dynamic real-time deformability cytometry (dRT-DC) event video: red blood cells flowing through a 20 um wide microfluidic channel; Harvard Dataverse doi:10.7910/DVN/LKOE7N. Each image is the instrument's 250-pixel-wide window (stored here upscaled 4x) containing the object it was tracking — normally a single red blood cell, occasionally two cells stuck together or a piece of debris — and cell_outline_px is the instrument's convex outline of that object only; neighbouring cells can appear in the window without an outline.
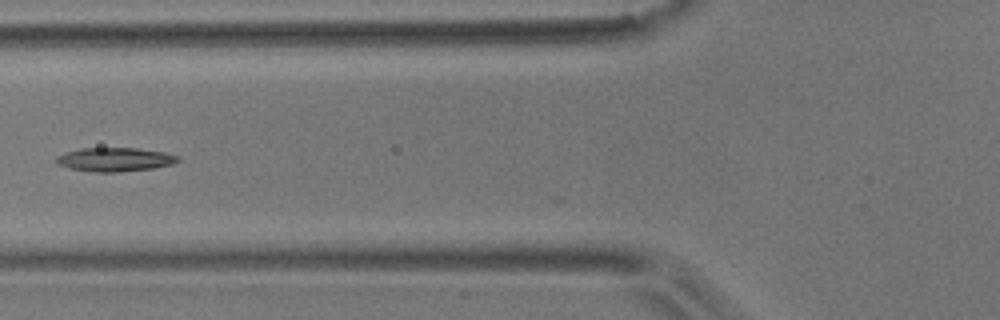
{"species": "common noctule bat (a hibernating species)", "species_latin": "Nyctalus noctula", "temperature_condition": "room temperature", "stored_images_in_passage": 8, "camera_frame_rate_fps": 3000, "um_per_image_px": 0.085, "animal": {"sex": "male", "body_mass_g": 17.9}, "frame": {"image": 1, "passage_image": 6, "time_ms": 5.667, "image_size_px": [1000, 320], "cell_outline_px": [[180, 160], [172, 164], [152, 168], [116, 172], [92, 172], [68, 168], [60, 164], [56, 160], [56, 156], [64, 152], [80, 148], [136, 148], [164, 152], [180, 156]], "centroid_in_image_um": [9.75, 13.55], "position_along_channel_um": 116.0, "area_um2": 16.88}}
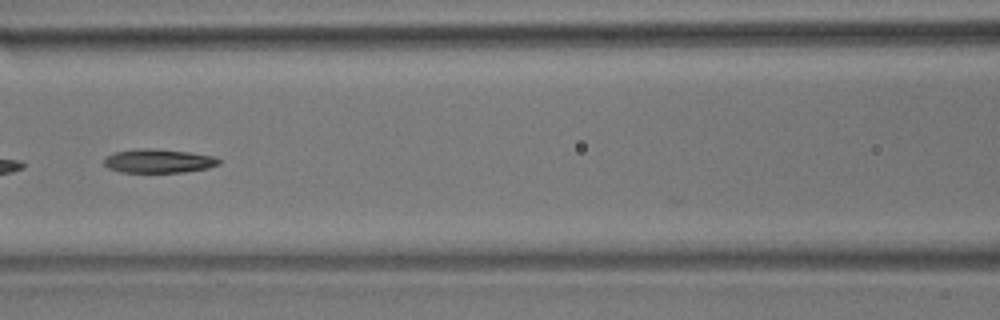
{"frame": {"image": 2, "passage_image": 7, "time_ms": 6.667, "image_size_px": [1000, 320], "cell_outline_px": [[220, 164], [208, 168], [184, 172], [120, 172], [108, 168], [104, 164], [104, 160], [108, 156], [116, 152], [140, 148], [148, 148], [188, 152], [212, 156], [220, 160]], "centroid_in_image_um": [13.47, 13.69], "position_along_channel_um": 153.1, "area_um2": 15.72}}
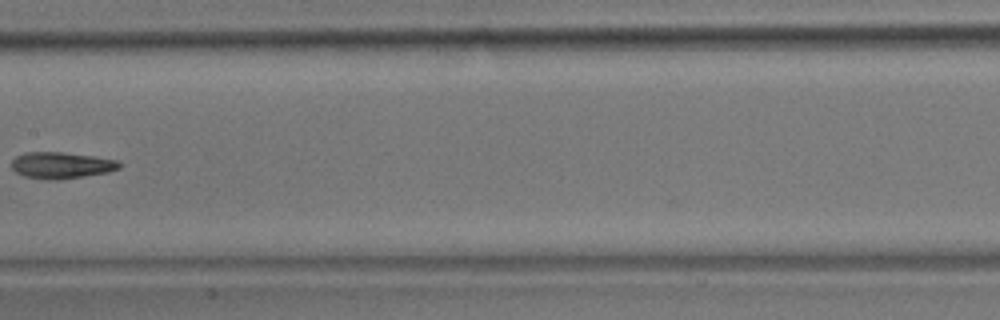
{"frame": {"image": 3, "passage_image": 8, "time_ms": 8.0, "image_size_px": [1000, 320], "cell_outline_px": [[120, 168], [108, 172], [60, 180], [48, 180], [24, 176], [16, 172], [12, 168], [12, 160], [16, 156], [24, 152], [64, 152], [120, 160]], "centroid_in_image_um": [5.21, 14.05], "position_along_channel_um": 202.2, "area_um2": 16.7}}